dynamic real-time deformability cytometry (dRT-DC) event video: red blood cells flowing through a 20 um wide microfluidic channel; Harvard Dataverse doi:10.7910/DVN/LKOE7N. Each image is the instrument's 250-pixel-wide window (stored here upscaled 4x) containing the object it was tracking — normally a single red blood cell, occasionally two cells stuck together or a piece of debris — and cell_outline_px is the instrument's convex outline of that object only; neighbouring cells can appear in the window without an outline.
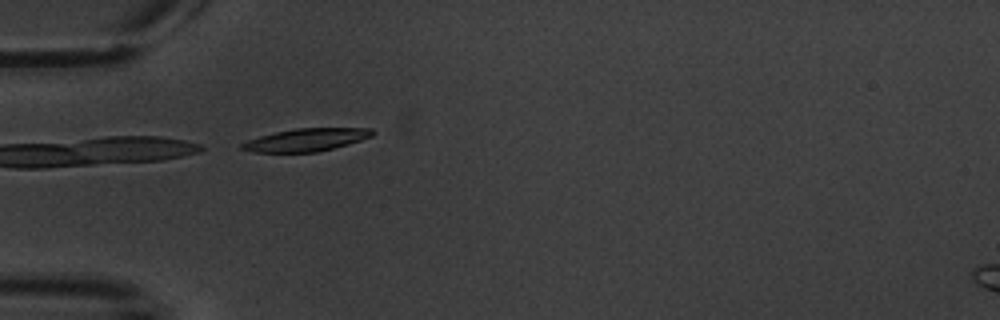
{"species": "common noctule bat (a hibernating species)", "species_latin": "Nyctalus noctula", "temperature_condition": "warm", "stored_images_in_passage": 2, "camera_frame_rate_fps": 3000, "um_per_image_px": 0.085, "animal": {"sex": "male", "body_mass_g": 20.1, "forearm_length_mm": 53.5}, "frame": {"image": 1, "passage_image": 2, "time_ms": 1.333, "image_size_px": [1000, 320], "cell_outline_px": [[376, 132], [372, 136], [348, 144], [316, 152], [252, 152], [240, 148], [240, 144], [248, 140], [260, 136], [276, 132], [296, 128], [372, 128]], "centroid_in_image_um": [26.03, 11.88], "position_along_channel_um": 59.0, "area_um2": 17.17}}